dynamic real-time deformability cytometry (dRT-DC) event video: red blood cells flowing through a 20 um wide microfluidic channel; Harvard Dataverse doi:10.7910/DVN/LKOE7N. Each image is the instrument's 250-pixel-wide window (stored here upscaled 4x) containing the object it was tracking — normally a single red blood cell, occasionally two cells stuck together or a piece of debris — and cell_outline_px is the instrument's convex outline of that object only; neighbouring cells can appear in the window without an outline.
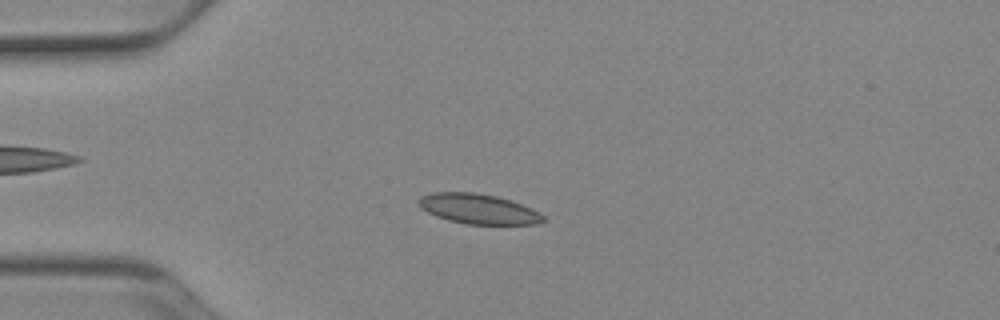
{"species": "Egyptian fruit bat (a non-hibernating species)", "species_latin": "Rousettus aegyptiacus", "temperature_condition": "cold", "stored_images_in_passage": 42, "camera_frame_rate_fps": 3000, "um_per_image_px": 0.085, "animal": {"sex": "female"}, "frame": {"image": 1, "passage_image": 4, "time_ms": 1.0, "image_size_px": [1000, 320], "cell_outline_px": [[544, 220], [536, 224], [464, 224], [448, 220], [436, 216], [420, 208], [416, 204], [416, 200], [420, 196], [432, 192], [476, 192], [496, 196], [512, 200], [532, 208], [540, 212], [544, 216]], "centroid_in_image_um": [40.62, 17.74], "position_along_channel_um": 44.4, "area_um2": 22.08}}
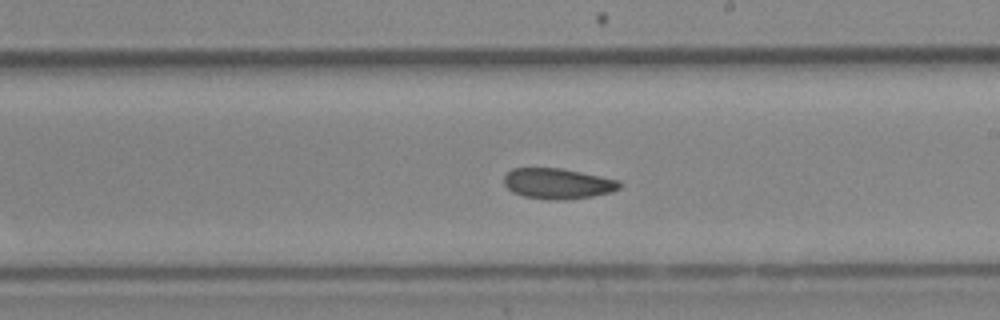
{"frame": {"image": 2, "passage_image": 21, "time_ms": 6.667, "image_size_px": [1000, 320], "cell_outline_px": [[620, 188], [612, 192], [592, 196], [564, 200], [556, 200], [524, 196], [512, 192], [504, 184], [504, 176], [512, 168], [560, 168], [620, 180]], "centroid_in_image_um": [47.41, 15.6], "position_along_channel_um": 241.6, "area_um2": 20.46}}
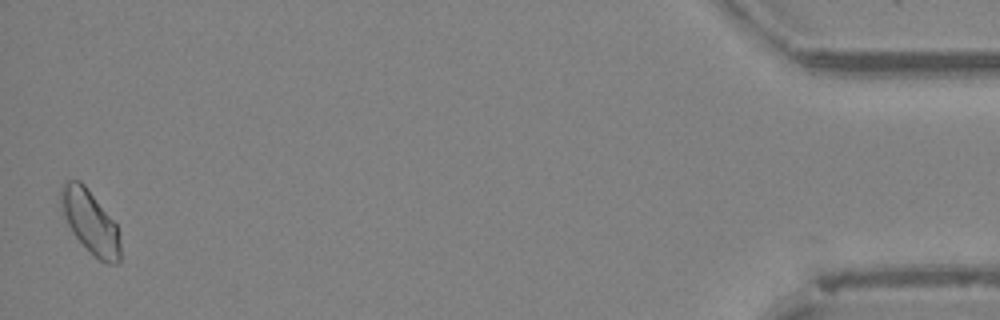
{"frame": {"image": 3, "passage_image": 42, "time_ms": 13.667, "image_size_px": [1000, 320], "cell_outline_px": [[120, 264], [108, 264], [100, 260], [72, 232], [64, 216], [60, 200], [60, 192], [64, 184], [68, 180], [80, 180], [84, 184], [116, 224], [120, 240]], "centroid_in_image_um": [7.69, 18.86], "position_along_channel_um": 427.5, "area_um2": 21.33}, "authors_computed_cell_mechanics": {"area_um2": 21.0103, "velocity_mm_per_s": 3.8861, "shape_relaxation_time_tau1_ms": 9.0618, "shape_relaxation_time_tau2_ms": null, "deformation_change_tau1": 0.1186, "deformation_change_tau2": null}}